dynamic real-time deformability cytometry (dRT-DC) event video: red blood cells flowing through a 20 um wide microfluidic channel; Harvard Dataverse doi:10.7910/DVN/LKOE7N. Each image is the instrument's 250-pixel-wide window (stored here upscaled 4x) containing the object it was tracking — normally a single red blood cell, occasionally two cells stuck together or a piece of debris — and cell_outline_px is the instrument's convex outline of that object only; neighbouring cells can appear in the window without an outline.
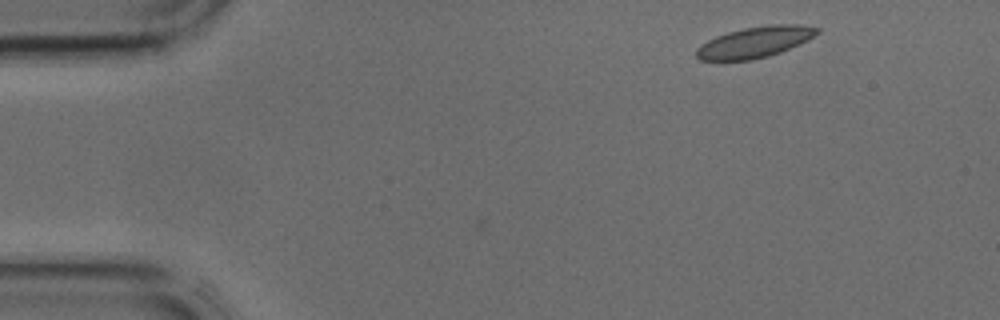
{"species": "common noctule bat (a hibernating species)", "species_latin": "Nyctalus noctula", "temperature_condition": "cold", "stored_images_in_passage": 3, "camera_frame_rate_fps": 3000, "um_per_image_px": 0.085, "animal": {"sex": "male", "body_mass_g": 17.9, "forearm_length_mm": 54.2}, "frame": {"image": 1, "passage_image": 1, "time_ms": 0.0, "image_size_px": [1000, 320], "cell_outline_px": [[820, 32], [808, 40], [780, 52], [768, 56], [752, 60], [700, 60], [696, 56], [696, 48], [700, 44], [716, 36], [728, 32], [744, 28], [768, 24], [800, 24], [820, 28]], "centroid_in_image_um": [64.17, 3.57], "position_along_channel_um": 20.8, "area_um2": 21.85}}